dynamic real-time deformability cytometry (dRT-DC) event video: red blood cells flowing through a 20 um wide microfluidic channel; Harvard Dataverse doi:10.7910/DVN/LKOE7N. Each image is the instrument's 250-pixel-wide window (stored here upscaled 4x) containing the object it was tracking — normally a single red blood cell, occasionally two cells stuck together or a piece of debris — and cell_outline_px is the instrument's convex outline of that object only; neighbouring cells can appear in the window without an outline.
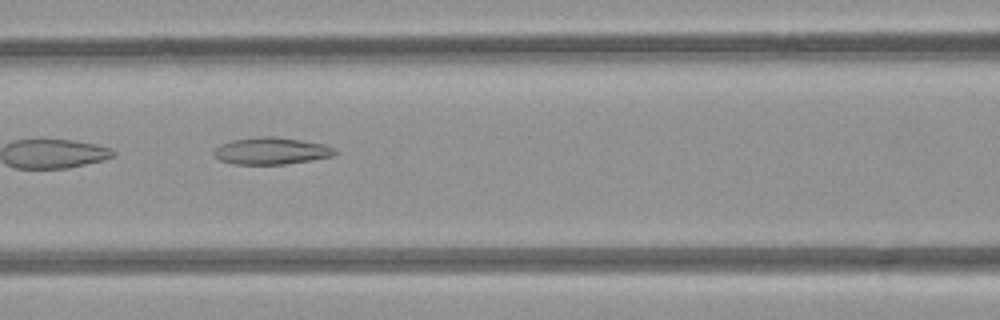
{"species": "common noctule bat (a hibernating species)", "species_latin": "Nyctalus noctula", "temperature_condition": "room temperature", "stored_images_in_passage": 9, "camera_frame_rate_fps": 3000, "um_per_image_px": 0.085, "animal": {"sex": "female", "body_mass_g": 21.9}, "frame": {"image": 1, "passage_image": 7, "time_ms": 7.0, "image_size_px": [1000, 320], "cell_outline_px": [[336, 152], [332, 156], [312, 160], [284, 164], [232, 164], [220, 160], [212, 152], [220, 144], [232, 140], [256, 136], [276, 136], [324, 144], [332, 148]], "centroid_in_image_um": [23.02, 12.82], "position_along_channel_um": 143.6, "area_um2": 18.96}}
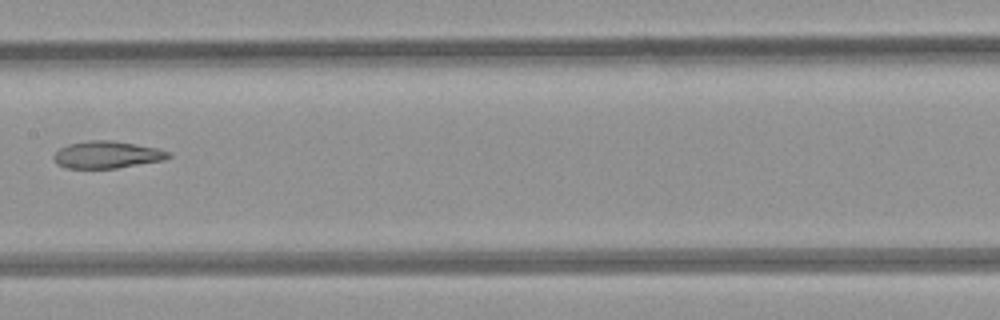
{"frame": {"image": 2, "passage_image": 8, "time_ms": 8.333, "image_size_px": [1000, 320], "cell_outline_px": [[172, 156], [164, 160], [116, 168], [64, 168], [56, 164], [52, 156], [60, 148], [68, 144], [88, 140], [112, 140], [160, 148], [172, 152]], "centroid_in_image_um": [9.11, 13.14], "position_along_channel_um": 198.3, "area_um2": 18.38}}
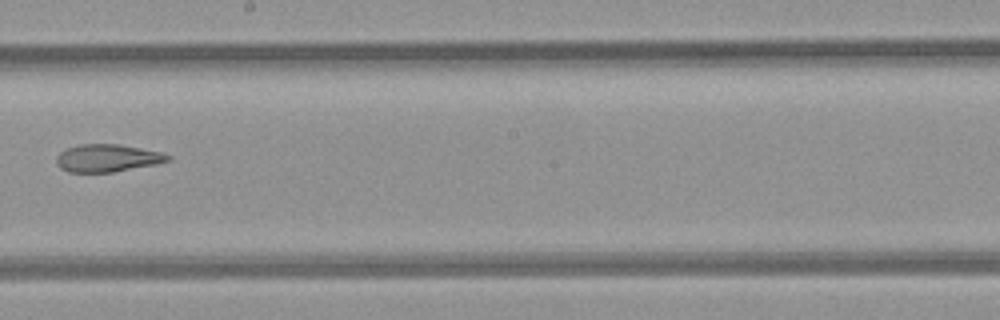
{"frame": {"image": 3, "passage_image": 9, "time_ms": 9.333, "image_size_px": [1000, 320], "cell_outline_px": [[172, 160], [156, 164], [112, 172], [68, 172], [60, 168], [56, 164], [56, 156], [60, 152], [68, 148], [80, 144], [120, 144], [164, 152], [172, 156]], "centroid_in_image_um": [9.16, 13.43], "position_along_channel_um": 239.0, "area_um2": 18.09}}